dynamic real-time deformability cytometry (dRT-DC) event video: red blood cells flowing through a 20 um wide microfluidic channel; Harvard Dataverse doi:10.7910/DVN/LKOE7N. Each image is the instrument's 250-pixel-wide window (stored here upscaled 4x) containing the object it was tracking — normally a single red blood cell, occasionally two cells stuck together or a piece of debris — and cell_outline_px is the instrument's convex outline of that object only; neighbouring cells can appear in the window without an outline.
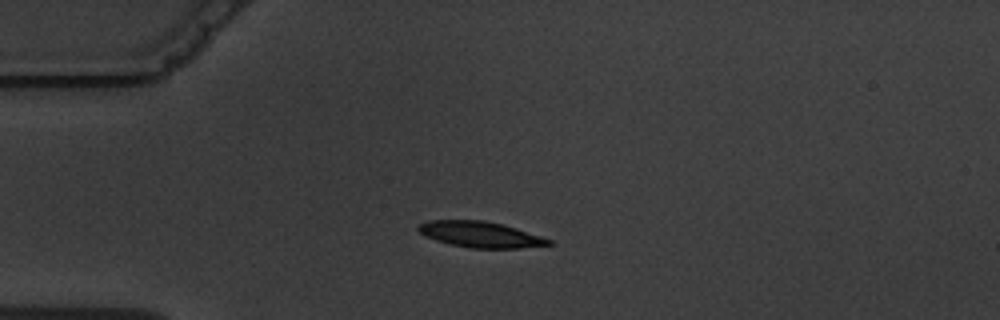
{"species": "common noctule bat (a hibernating species)", "species_latin": "Nyctalus noctula", "temperature_condition": "warm", "stored_images_in_passage": 1, "camera_frame_rate_fps": 3000, "um_per_image_px": 0.085, "animal": {"sex": "male", "body_mass_g": 19.5, "forearm_length_mm": 54.6}, "frame": {"image": 1, "passage_image": 1, "time_ms": 0.0, "image_size_px": [1000, 320], "cell_outline_px": [[552, 244], [520, 248], [472, 248], [452, 244], [436, 240], [424, 236], [416, 228], [420, 224], [428, 220], [484, 220], [516, 228], [552, 240]], "centroid_in_image_um": [40.8, 19.92], "position_along_channel_um": 44.2, "area_um2": 19.42}}